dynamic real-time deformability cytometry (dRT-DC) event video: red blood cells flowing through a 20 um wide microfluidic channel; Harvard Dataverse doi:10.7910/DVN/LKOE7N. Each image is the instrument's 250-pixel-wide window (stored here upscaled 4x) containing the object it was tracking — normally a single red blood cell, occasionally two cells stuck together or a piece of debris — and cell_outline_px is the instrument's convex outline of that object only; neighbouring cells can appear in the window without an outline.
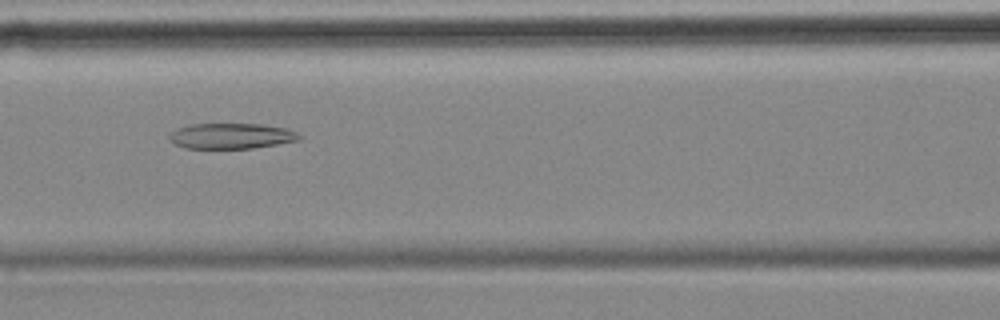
{"species": "common noctule bat (a hibernating species)", "species_latin": "Nyctalus noctula", "temperature_condition": "cold", "stored_images_in_passage": 56, "camera_frame_rate_fps": 3000, "um_per_image_px": 0.085, "animal": {"sex": "female", "body_mass_g": 18.4}, "frame": {"image": 1, "passage_image": 24, "time_ms": 7.667, "image_size_px": [1000, 320], "cell_outline_px": [[304, 136], [300, 140], [252, 148], [184, 148], [176, 144], [168, 136], [176, 128], [188, 124], [260, 124], [288, 128]], "centroid_in_image_um": [19.69, 11.55], "position_along_channel_um": 146.9, "area_um2": 19.36}}
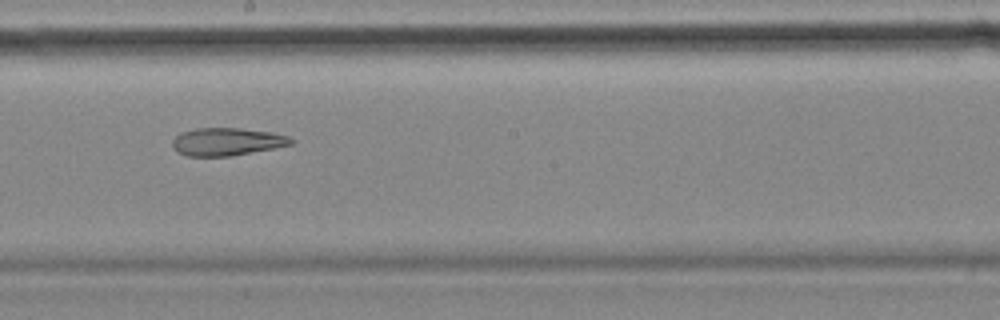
{"frame": {"image": 2, "passage_image": 31, "time_ms": 10.0, "image_size_px": [1000, 320], "cell_outline_px": [[296, 140], [292, 144], [272, 148], [228, 156], [188, 156], [176, 152], [172, 148], [172, 140], [180, 132], [196, 128], [240, 128], [272, 132], [288, 136]], "centroid_in_image_um": [19.25, 12.03], "position_along_channel_um": 229.0, "area_um2": 19.19}}
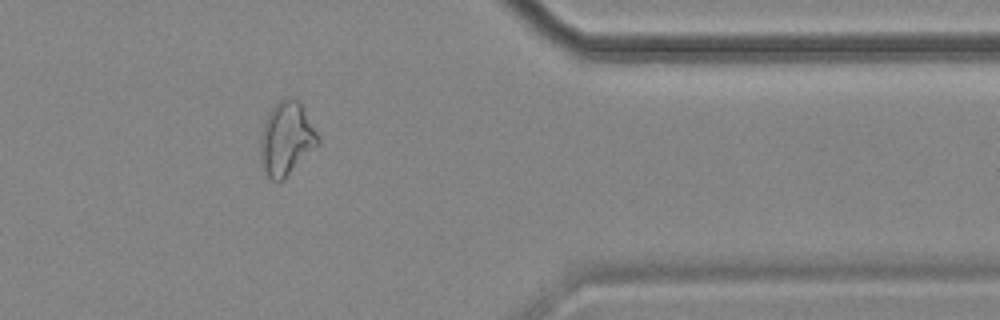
{"frame": {"image": 3, "passage_image": 46, "time_ms": 15.0, "image_size_px": [1000, 320], "cell_outline_px": [[320, 144], [284, 180], [272, 180], [268, 176], [260, 160], [260, 140], [264, 120], [268, 112], [280, 100], [288, 96], [300, 100], [320, 140]], "centroid_in_image_um": [24.35, 11.77], "position_along_channel_um": 387.0, "area_um2": 24.8}, "authors_computed_cell_mechanics": {"area_um2": 25.2008, "velocity_mm_per_s": 3.5326, "shape_relaxation_time_tau1_ms": null, "shape_relaxation_time_tau2_ms": 8.3465, "deformation_change_tau1": null, "deformation_change_tau2": 0.198}}